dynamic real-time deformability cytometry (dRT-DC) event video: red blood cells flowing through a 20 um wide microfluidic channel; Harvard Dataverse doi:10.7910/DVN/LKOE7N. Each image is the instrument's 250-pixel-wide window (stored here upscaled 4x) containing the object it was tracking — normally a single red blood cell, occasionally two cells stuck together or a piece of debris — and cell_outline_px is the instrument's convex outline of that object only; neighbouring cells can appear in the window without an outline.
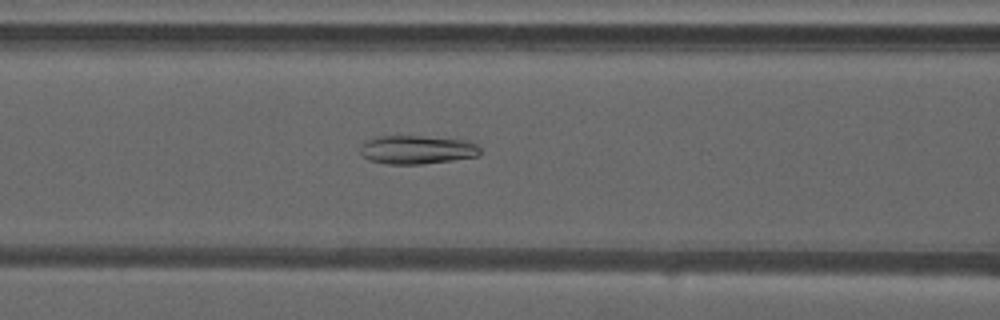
{"species": "common noctule bat (a hibernating species)", "species_latin": "Nyctalus noctula", "temperature_condition": "warm", "stored_images_in_passage": 25, "camera_frame_rate_fps": 3000, "um_per_image_px": 0.085, "animal": {"sex": "male", "forearm_length_mm": 52.5}, "frame": {"image": 1, "passage_image": 17, "time_ms": 5.333, "image_size_px": [1000, 320], "cell_outline_px": [[480, 152], [476, 156], [452, 160], [420, 164], [388, 164], [368, 160], [360, 152], [360, 148], [368, 140], [380, 136], [456, 136], [476, 144], [480, 148]], "centroid_in_image_um": [35.51, 12.7], "position_along_channel_um": 131.1, "area_um2": 20.23}}
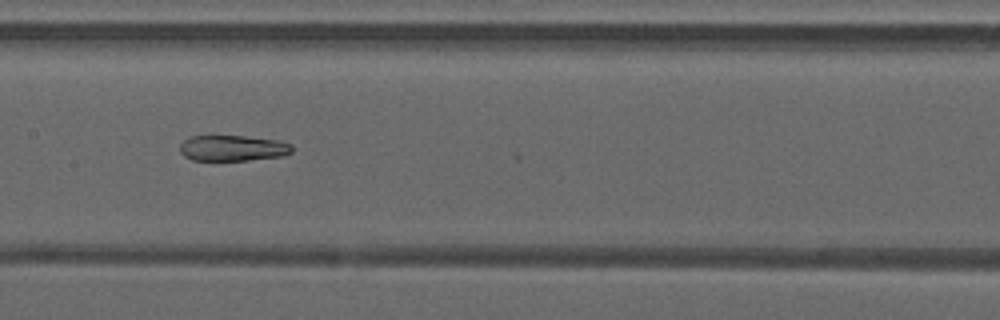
{"frame": {"image": 2, "passage_image": 21, "time_ms": 6.667, "image_size_px": [1000, 320], "cell_outline_px": [[292, 152], [280, 156], [248, 160], [192, 160], [184, 156], [180, 152], [180, 144], [188, 136], [244, 136], [280, 140], [292, 144]], "centroid_in_image_um": [19.77, 12.58], "position_along_channel_um": 187.6, "area_um2": 16.88}}
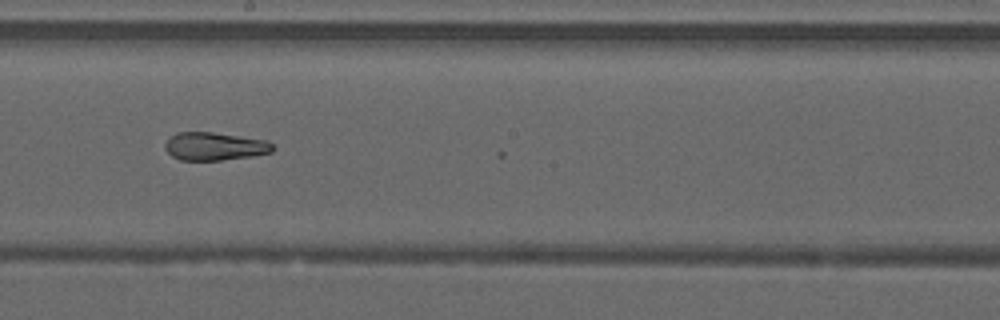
{"frame": {"image": 3, "passage_image": 24, "time_ms": 7.667, "image_size_px": [1000, 320], "cell_outline_px": [[276, 148], [272, 152], [252, 156], [220, 160], [180, 160], [172, 156], [164, 148], [164, 144], [176, 132], [212, 132], [268, 140]], "centroid_in_image_um": [18.27, 12.43], "position_along_channel_um": 229.9, "area_um2": 17.63}}